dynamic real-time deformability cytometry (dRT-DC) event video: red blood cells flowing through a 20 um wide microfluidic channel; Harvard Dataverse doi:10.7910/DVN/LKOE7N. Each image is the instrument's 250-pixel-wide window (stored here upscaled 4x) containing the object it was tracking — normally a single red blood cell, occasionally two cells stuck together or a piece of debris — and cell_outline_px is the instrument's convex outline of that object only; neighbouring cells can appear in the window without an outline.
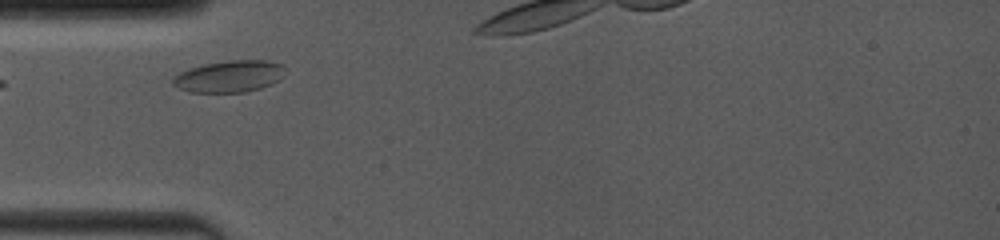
{"species": "common noctule bat (a hibernating species)", "species_latin": "Nyctalus noctula", "temperature_condition": "room temperature", "stored_images_in_passage": 7, "camera_frame_rate_fps": 4000, "um_per_image_px": 0.085, "animal": {"sex": "female", "body_mass_g": 19.0, "forearm_length_mm": 53.3}, "frame": {"image": 1, "passage_image": 1, "time_ms": 0.0, "image_size_px": [1000, 240], "cell_outline_px": [[284, 76], [272, 84], [260, 88], [244, 92], [188, 92], [172, 84], [172, 80], [180, 72], [204, 64], [228, 60], [268, 60], [284, 64]], "centroid_in_image_um": [19.54, 6.48], "position_along_channel_um": 65.5, "area_um2": 20.75}}
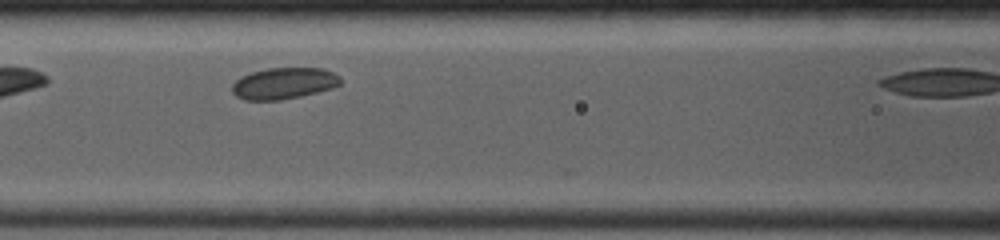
{"frame": {"image": 2, "passage_image": 5, "time_ms": 2.0, "image_size_px": [1000, 240], "cell_outline_px": [[340, 84], [332, 88], [300, 96], [280, 100], [244, 100], [236, 96], [232, 92], [232, 84], [240, 76], [252, 72], [268, 68], [324, 68], [340, 76]], "centroid_in_image_um": [24.1, 7.08], "position_along_channel_um": 142.5, "area_um2": 19.83}}